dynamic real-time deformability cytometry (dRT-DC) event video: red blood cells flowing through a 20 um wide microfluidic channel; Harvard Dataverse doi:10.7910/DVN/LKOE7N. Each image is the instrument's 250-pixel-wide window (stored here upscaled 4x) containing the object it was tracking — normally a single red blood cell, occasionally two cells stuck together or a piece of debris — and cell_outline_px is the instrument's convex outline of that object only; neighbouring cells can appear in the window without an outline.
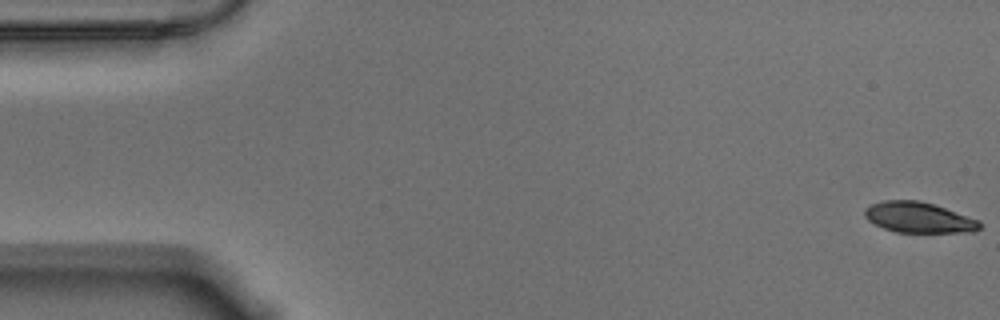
{"species": "Egyptian fruit bat (a non-hibernating species)", "species_latin": "Rousettus aegyptiacus", "temperature_condition": "warm", "stored_images_in_passage": 57, "camera_frame_rate_fps": 3000, "um_per_image_px": 0.085, "animal": {"sex": "male"}, "frame": {"image": 1, "passage_image": 1, "time_ms": 0.0, "image_size_px": [1000, 320], "cell_outline_px": [[980, 228], [972, 232], [896, 232], [884, 228], [868, 220], [864, 216], [864, 208], [880, 200], [920, 200], [980, 220]], "centroid_in_image_um": [78.06, 18.48], "position_along_channel_um": 6.9, "area_um2": 20.4}}
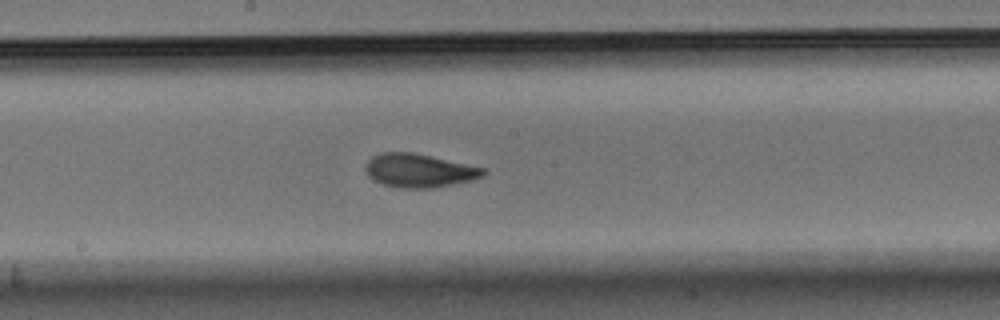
{"frame": {"image": 2, "passage_image": 30, "time_ms": 9.667, "image_size_px": [1000, 320], "cell_outline_px": [[488, 172], [484, 176], [472, 180], [436, 188], [400, 188], [384, 184], [372, 180], [368, 176], [364, 168], [368, 160], [372, 156], [380, 152], [412, 152], [488, 168]], "centroid_in_image_um": [35.66, 14.5], "position_along_channel_um": 212.5, "area_um2": 23.41}}
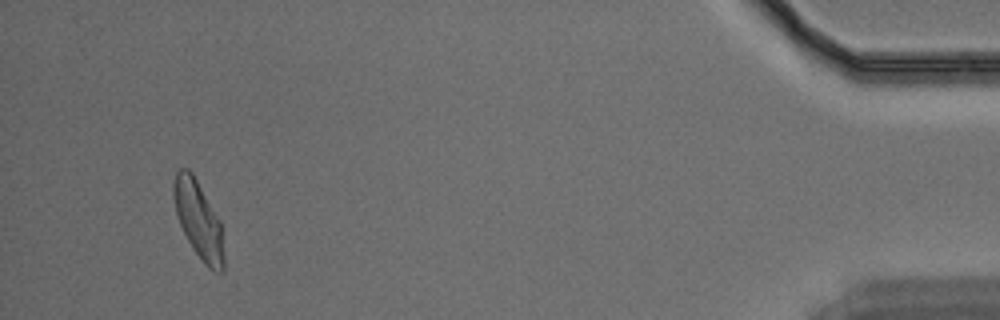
{"frame": {"image": 3, "passage_image": 54, "time_ms": 17.667, "image_size_px": [1000, 320], "cell_outline_px": [[224, 272], [216, 272], [208, 268], [204, 264], [192, 248], [180, 224], [176, 212], [172, 196], [172, 184], [176, 172], [180, 168], [188, 168], [192, 172], [220, 220], [224, 256]], "centroid_in_image_um": [16.86, 18.68], "position_along_channel_um": 418.3, "area_um2": 22.66}, "authors_computed_cell_mechanics": {"area_um2": 22.542, "velocity_mm_per_s": 3.5286, "shape_relaxation_time_tau1_ms": 4.3488, "shape_relaxation_time_tau2_ms": 1.6112, "deformation_change_tau1": 0.1634, "deformation_change_tau2": 0.0777}}